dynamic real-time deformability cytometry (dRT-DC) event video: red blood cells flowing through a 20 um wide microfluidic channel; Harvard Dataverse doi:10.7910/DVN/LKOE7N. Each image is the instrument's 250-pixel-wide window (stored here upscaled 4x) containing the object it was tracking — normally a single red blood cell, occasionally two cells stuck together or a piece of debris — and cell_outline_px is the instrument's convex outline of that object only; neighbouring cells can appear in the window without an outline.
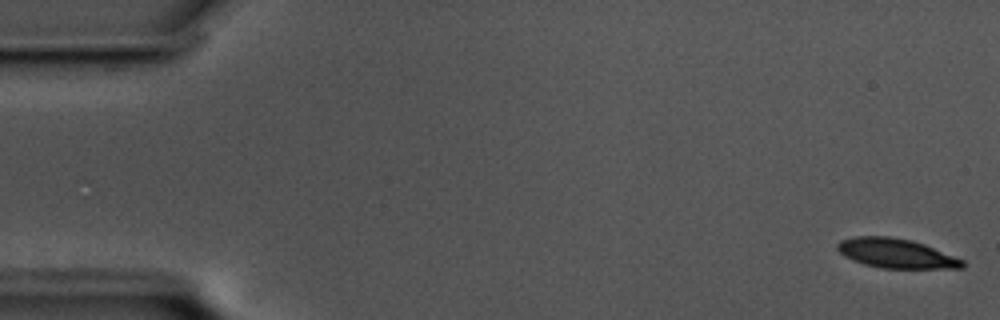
{"species": "common noctule bat (a hibernating species)", "species_latin": "Nyctalus noctula", "temperature_condition": "cold", "stored_images_in_passage": 58, "camera_frame_rate_fps": 3000, "um_per_image_px": 0.085, "animal": {"sex": "male", "body_mass_g": 17.5, "forearm_length_mm": 52.3}, "frame": {"image": 1, "passage_image": 1, "time_ms": 0.0, "image_size_px": [1000, 320], "cell_outline_px": [[964, 268], [880, 268], [864, 264], [852, 260], [844, 256], [836, 248], [836, 244], [840, 240], [856, 236], [888, 236], [912, 240], [924, 244], [964, 260]], "centroid_in_image_um": [76.14, 21.53], "position_along_channel_um": 8.9, "area_um2": 21.44}}
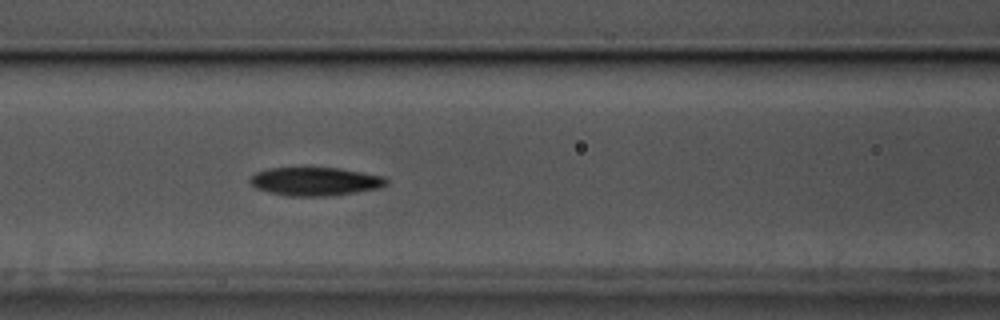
{"frame": {"image": 2, "passage_image": 24, "time_ms": 7.667, "image_size_px": [1000, 320], "cell_outline_px": [[388, 184], [380, 188], [328, 196], [288, 196], [268, 192], [256, 188], [248, 180], [256, 172], [268, 168], [340, 168], [384, 176], [388, 180]], "centroid_in_image_um": [26.8, 15.42], "position_along_channel_um": 139.8, "area_um2": 22.54}}
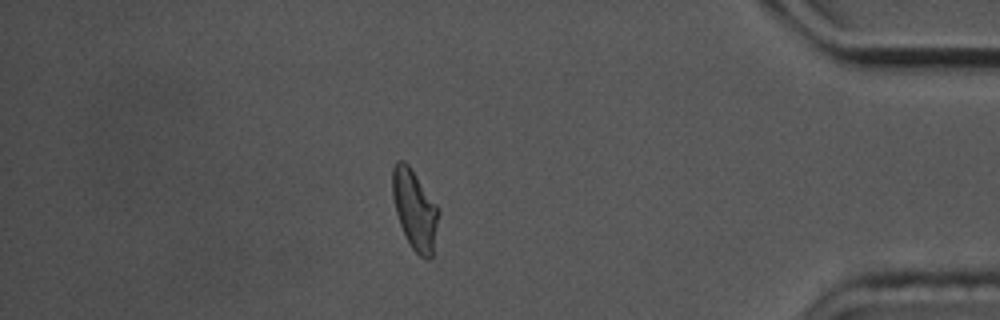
{"frame": {"image": 3, "passage_image": 50, "time_ms": 16.333, "image_size_px": [1000, 320], "cell_outline_px": [[440, 212], [432, 260], [428, 260], [420, 256], [412, 248], [400, 224], [396, 212], [392, 196], [392, 168], [396, 160], [404, 160], [408, 164], [436, 204]], "centroid_in_image_um": [35.26, 17.83], "position_along_channel_um": 399.9, "area_um2": 21.39}, "authors_computed_cell_mechanics": {"area_um2": 22.1663, "velocity_mm_per_s": 3.4583, "shape_relaxation_time_tau1_ms": 4.4578, "shape_relaxation_time_tau2_ms": 5.0167, "deformation_change_tau1": 0.1261, "deformation_change_tau2": 0.1197}}